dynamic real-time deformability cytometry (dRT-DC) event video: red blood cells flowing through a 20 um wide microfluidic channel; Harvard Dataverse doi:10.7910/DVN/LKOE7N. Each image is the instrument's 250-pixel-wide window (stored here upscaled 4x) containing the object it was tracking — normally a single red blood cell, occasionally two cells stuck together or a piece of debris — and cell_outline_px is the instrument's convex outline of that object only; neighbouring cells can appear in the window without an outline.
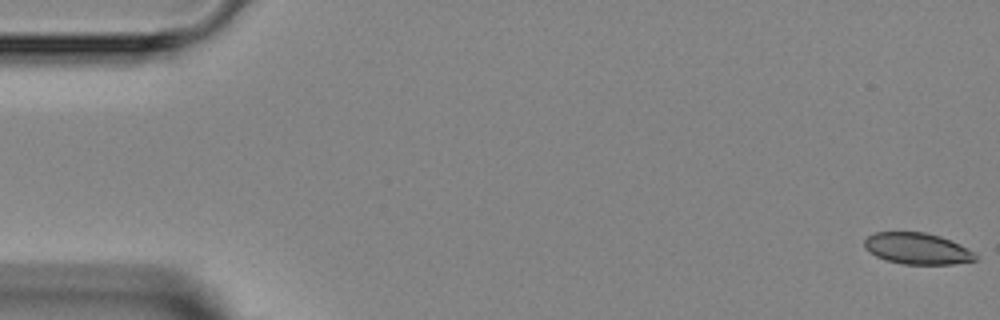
{"species": "Egyptian fruit bat (a non-hibernating species)", "species_latin": "Rousettus aegyptiacus", "temperature_condition": "room temperature", "stored_images_in_passage": 4, "camera_frame_rate_fps": 3000, "um_per_image_px": 0.085, "animal": {"sex": "female"}, "frame": {"image": 1, "passage_image": 1, "time_ms": 0.0, "image_size_px": [1000, 320], "cell_outline_px": [[980, 256], [976, 260], [952, 264], [904, 264], [884, 260], [868, 252], [864, 248], [864, 240], [868, 236], [876, 232], [924, 232], [940, 236], [960, 244]], "centroid_in_image_um": [77.96, 21.13], "position_along_channel_um": 7.0, "area_um2": 20.4}}